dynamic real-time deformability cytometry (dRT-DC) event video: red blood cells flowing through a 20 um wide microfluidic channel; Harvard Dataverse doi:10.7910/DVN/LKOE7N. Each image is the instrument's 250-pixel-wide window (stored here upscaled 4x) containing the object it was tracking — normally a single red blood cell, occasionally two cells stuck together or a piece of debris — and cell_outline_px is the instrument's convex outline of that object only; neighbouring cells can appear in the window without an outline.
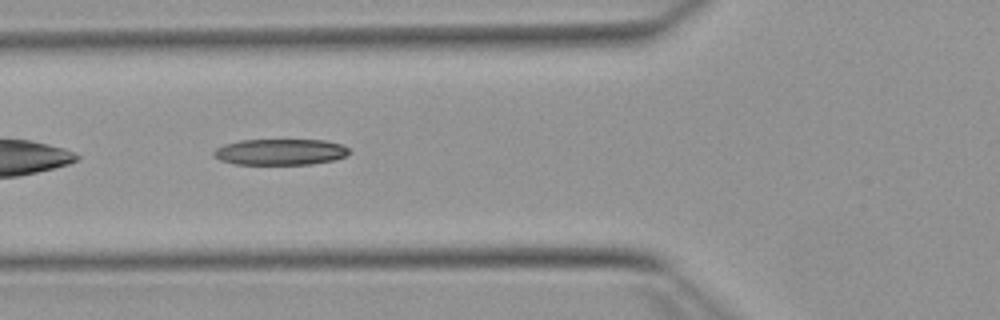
{"species": "Egyptian fruit bat (a non-hibernating species)", "species_latin": "Rousettus aegyptiacus", "temperature_condition": "warm", "stored_images_in_passage": 31, "camera_frame_rate_fps": 3000, "um_per_image_px": 0.085, "animal": {"sex": "female"}, "frame": {"image": 1, "passage_image": 4, "time_ms": 1.0, "image_size_px": [1000, 320], "cell_outline_px": [[352, 152], [344, 156], [332, 160], [312, 164], [232, 164], [220, 160], [212, 156], [212, 152], [216, 148], [224, 144], [240, 140], [324, 140], [340, 144], [348, 148]], "centroid_in_image_um": [23.78, 12.91], "position_along_channel_um": 102.0, "area_um2": 20.63}}
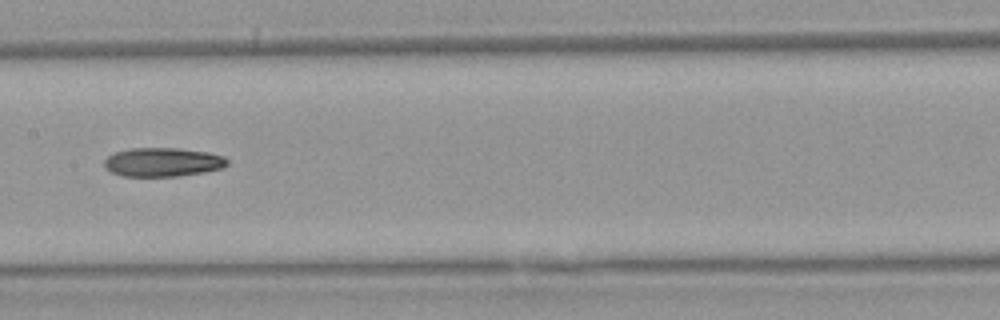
{"frame": {"image": 2, "passage_image": 11, "time_ms": 3.333, "image_size_px": [1000, 320], "cell_outline_px": [[228, 164], [224, 168], [204, 172], [176, 176], [124, 176], [112, 172], [104, 168], [104, 160], [112, 152], [132, 148], [176, 148], [208, 152], [224, 156], [228, 160]], "centroid_in_image_um": [13.83, 13.77], "position_along_channel_um": 193.6, "area_um2": 20.81}}
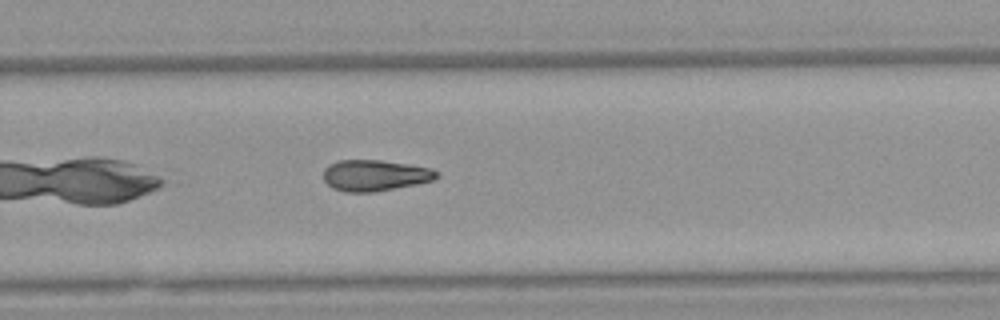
{"frame": {"image": 3, "passage_image": 19, "time_ms": 6.0, "image_size_px": [1000, 320], "cell_outline_px": [[436, 176], [432, 180], [416, 184], [376, 192], [344, 192], [332, 188], [324, 180], [324, 168], [340, 160], [380, 160], [428, 168], [436, 172]], "centroid_in_image_um": [31.8, 14.92], "position_along_channel_um": 298.0, "area_um2": 20.11}}